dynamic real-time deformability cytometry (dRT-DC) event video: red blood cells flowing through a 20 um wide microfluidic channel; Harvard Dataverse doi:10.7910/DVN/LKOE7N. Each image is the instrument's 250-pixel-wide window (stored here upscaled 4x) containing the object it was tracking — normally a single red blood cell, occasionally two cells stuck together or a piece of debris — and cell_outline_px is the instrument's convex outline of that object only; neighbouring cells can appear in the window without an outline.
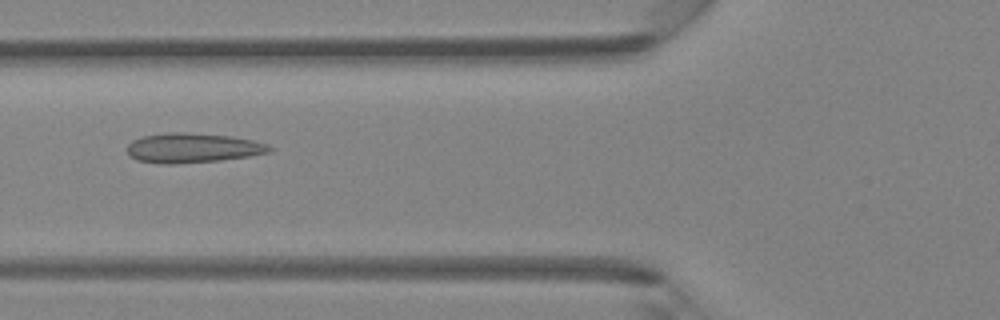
{"species": "Egyptian fruit bat (a non-hibernating species)", "species_latin": "Rousettus aegyptiacus", "temperature_condition": "room temperature", "stored_images_in_passage": 5, "camera_frame_rate_fps": 3000, "um_per_image_px": 0.085, "animal": {"sex": "female"}, "frame": {"image": 1, "passage_image": 5, "time_ms": 5.333, "image_size_px": [1000, 320], "cell_outline_px": [[272, 152], [248, 156], [220, 160], [172, 164], [160, 164], [136, 160], [128, 156], [128, 144], [132, 140], [144, 136], [172, 132], [184, 132], [232, 136], [252, 140], [268, 144], [272, 148]], "centroid_in_image_um": [16.37, 12.58], "position_along_channel_um": 109.4, "area_um2": 24.62}}